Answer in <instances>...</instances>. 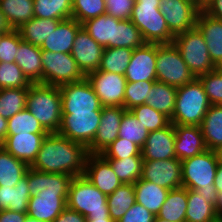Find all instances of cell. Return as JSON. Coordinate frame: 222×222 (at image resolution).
Returning <instances> with one entry per match:
<instances>
[{
  "label": "cell",
  "mask_w": 222,
  "mask_h": 222,
  "mask_svg": "<svg viewBox=\"0 0 222 222\" xmlns=\"http://www.w3.org/2000/svg\"><path fill=\"white\" fill-rule=\"evenodd\" d=\"M72 176L46 173L31 167L27 170V183L31 197L27 206L30 218L52 222L67 207V196Z\"/></svg>",
  "instance_id": "6da1fadb"
},
{
  "label": "cell",
  "mask_w": 222,
  "mask_h": 222,
  "mask_svg": "<svg viewBox=\"0 0 222 222\" xmlns=\"http://www.w3.org/2000/svg\"><path fill=\"white\" fill-rule=\"evenodd\" d=\"M88 148L58 133H48L31 168L72 177L84 175Z\"/></svg>",
  "instance_id": "7a4b0ae2"
},
{
  "label": "cell",
  "mask_w": 222,
  "mask_h": 222,
  "mask_svg": "<svg viewBox=\"0 0 222 222\" xmlns=\"http://www.w3.org/2000/svg\"><path fill=\"white\" fill-rule=\"evenodd\" d=\"M218 163L215 151L209 149L181 161L182 187L204 195V200L215 206L218 192L214 186V179Z\"/></svg>",
  "instance_id": "3957f363"
},
{
  "label": "cell",
  "mask_w": 222,
  "mask_h": 222,
  "mask_svg": "<svg viewBox=\"0 0 222 222\" xmlns=\"http://www.w3.org/2000/svg\"><path fill=\"white\" fill-rule=\"evenodd\" d=\"M26 108L48 133L58 132L62 119L59 86L32 83L28 88Z\"/></svg>",
  "instance_id": "277c9868"
},
{
  "label": "cell",
  "mask_w": 222,
  "mask_h": 222,
  "mask_svg": "<svg viewBox=\"0 0 222 222\" xmlns=\"http://www.w3.org/2000/svg\"><path fill=\"white\" fill-rule=\"evenodd\" d=\"M210 106L201 81L195 78L177 88L175 109L170 123L200 126Z\"/></svg>",
  "instance_id": "5b68a950"
},
{
  "label": "cell",
  "mask_w": 222,
  "mask_h": 222,
  "mask_svg": "<svg viewBox=\"0 0 222 222\" xmlns=\"http://www.w3.org/2000/svg\"><path fill=\"white\" fill-rule=\"evenodd\" d=\"M160 3L161 0H135L130 20L146 43L171 44L174 35L159 10Z\"/></svg>",
  "instance_id": "8992f818"
},
{
  "label": "cell",
  "mask_w": 222,
  "mask_h": 222,
  "mask_svg": "<svg viewBox=\"0 0 222 222\" xmlns=\"http://www.w3.org/2000/svg\"><path fill=\"white\" fill-rule=\"evenodd\" d=\"M67 208L81 213L84 217L111 218L107 196L85 175L72 178L68 189Z\"/></svg>",
  "instance_id": "52a82bcc"
},
{
  "label": "cell",
  "mask_w": 222,
  "mask_h": 222,
  "mask_svg": "<svg viewBox=\"0 0 222 222\" xmlns=\"http://www.w3.org/2000/svg\"><path fill=\"white\" fill-rule=\"evenodd\" d=\"M173 43L196 78L217 68L210 59L207 44L196 26L175 35Z\"/></svg>",
  "instance_id": "ba28073f"
},
{
  "label": "cell",
  "mask_w": 222,
  "mask_h": 222,
  "mask_svg": "<svg viewBox=\"0 0 222 222\" xmlns=\"http://www.w3.org/2000/svg\"><path fill=\"white\" fill-rule=\"evenodd\" d=\"M157 81L179 88L196 77L184 62L179 49L171 44H157Z\"/></svg>",
  "instance_id": "9c48e42d"
},
{
  "label": "cell",
  "mask_w": 222,
  "mask_h": 222,
  "mask_svg": "<svg viewBox=\"0 0 222 222\" xmlns=\"http://www.w3.org/2000/svg\"><path fill=\"white\" fill-rule=\"evenodd\" d=\"M41 59L43 84L60 86L80 82L86 78L70 53H54L42 50Z\"/></svg>",
  "instance_id": "30bf717a"
},
{
  "label": "cell",
  "mask_w": 222,
  "mask_h": 222,
  "mask_svg": "<svg viewBox=\"0 0 222 222\" xmlns=\"http://www.w3.org/2000/svg\"><path fill=\"white\" fill-rule=\"evenodd\" d=\"M62 113H92L102 111V105L91 83L85 78L80 82L59 86Z\"/></svg>",
  "instance_id": "8fae6325"
},
{
  "label": "cell",
  "mask_w": 222,
  "mask_h": 222,
  "mask_svg": "<svg viewBox=\"0 0 222 222\" xmlns=\"http://www.w3.org/2000/svg\"><path fill=\"white\" fill-rule=\"evenodd\" d=\"M102 111L92 113H62L58 134L88 147L100 124Z\"/></svg>",
  "instance_id": "7c38bea8"
},
{
  "label": "cell",
  "mask_w": 222,
  "mask_h": 222,
  "mask_svg": "<svg viewBox=\"0 0 222 222\" xmlns=\"http://www.w3.org/2000/svg\"><path fill=\"white\" fill-rule=\"evenodd\" d=\"M159 10L175 36L196 26L200 8L195 0H161Z\"/></svg>",
  "instance_id": "4fadbf2b"
},
{
  "label": "cell",
  "mask_w": 222,
  "mask_h": 222,
  "mask_svg": "<svg viewBox=\"0 0 222 222\" xmlns=\"http://www.w3.org/2000/svg\"><path fill=\"white\" fill-rule=\"evenodd\" d=\"M86 79L91 83L102 106L123 107L127 83L124 75L96 70L90 72Z\"/></svg>",
  "instance_id": "5bb4252c"
},
{
  "label": "cell",
  "mask_w": 222,
  "mask_h": 222,
  "mask_svg": "<svg viewBox=\"0 0 222 222\" xmlns=\"http://www.w3.org/2000/svg\"><path fill=\"white\" fill-rule=\"evenodd\" d=\"M141 179L166 189L182 187V166L178 158L143 160Z\"/></svg>",
  "instance_id": "9a60e30c"
},
{
  "label": "cell",
  "mask_w": 222,
  "mask_h": 222,
  "mask_svg": "<svg viewBox=\"0 0 222 222\" xmlns=\"http://www.w3.org/2000/svg\"><path fill=\"white\" fill-rule=\"evenodd\" d=\"M157 43H145L133 50L125 72L127 82L157 81Z\"/></svg>",
  "instance_id": "2e32d148"
},
{
  "label": "cell",
  "mask_w": 222,
  "mask_h": 222,
  "mask_svg": "<svg viewBox=\"0 0 222 222\" xmlns=\"http://www.w3.org/2000/svg\"><path fill=\"white\" fill-rule=\"evenodd\" d=\"M126 109L118 106H103L100 124L91 144L89 154H100L118 138L122 116Z\"/></svg>",
  "instance_id": "e0dca14e"
},
{
  "label": "cell",
  "mask_w": 222,
  "mask_h": 222,
  "mask_svg": "<svg viewBox=\"0 0 222 222\" xmlns=\"http://www.w3.org/2000/svg\"><path fill=\"white\" fill-rule=\"evenodd\" d=\"M104 49L81 27L76 33L70 54L82 73L87 76L98 70Z\"/></svg>",
  "instance_id": "ac0fdd59"
},
{
  "label": "cell",
  "mask_w": 222,
  "mask_h": 222,
  "mask_svg": "<svg viewBox=\"0 0 222 222\" xmlns=\"http://www.w3.org/2000/svg\"><path fill=\"white\" fill-rule=\"evenodd\" d=\"M84 175L106 196L122 184L110 163L101 154L88 155Z\"/></svg>",
  "instance_id": "d6986e66"
},
{
  "label": "cell",
  "mask_w": 222,
  "mask_h": 222,
  "mask_svg": "<svg viewBox=\"0 0 222 222\" xmlns=\"http://www.w3.org/2000/svg\"><path fill=\"white\" fill-rule=\"evenodd\" d=\"M48 133L7 134L6 139L0 144L8 153L22 160L29 167L36 159L42 142Z\"/></svg>",
  "instance_id": "ffe728a7"
},
{
  "label": "cell",
  "mask_w": 222,
  "mask_h": 222,
  "mask_svg": "<svg viewBox=\"0 0 222 222\" xmlns=\"http://www.w3.org/2000/svg\"><path fill=\"white\" fill-rule=\"evenodd\" d=\"M174 124L149 132L141 149L143 160H166L176 158Z\"/></svg>",
  "instance_id": "44dd1931"
},
{
  "label": "cell",
  "mask_w": 222,
  "mask_h": 222,
  "mask_svg": "<svg viewBox=\"0 0 222 222\" xmlns=\"http://www.w3.org/2000/svg\"><path fill=\"white\" fill-rule=\"evenodd\" d=\"M176 158L183 161L207 150L200 126L174 125Z\"/></svg>",
  "instance_id": "7402d4cb"
},
{
  "label": "cell",
  "mask_w": 222,
  "mask_h": 222,
  "mask_svg": "<svg viewBox=\"0 0 222 222\" xmlns=\"http://www.w3.org/2000/svg\"><path fill=\"white\" fill-rule=\"evenodd\" d=\"M196 27L204 37L213 64L217 68H222V20L200 10Z\"/></svg>",
  "instance_id": "603a6c76"
},
{
  "label": "cell",
  "mask_w": 222,
  "mask_h": 222,
  "mask_svg": "<svg viewBox=\"0 0 222 222\" xmlns=\"http://www.w3.org/2000/svg\"><path fill=\"white\" fill-rule=\"evenodd\" d=\"M81 27L82 24L74 18L61 20L55 31H52L46 38L40 49L54 53H71L76 33Z\"/></svg>",
  "instance_id": "cb8c5ba5"
},
{
  "label": "cell",
  "mask_w": 222,
  "mask_h": 222,
  "mask_svg": "<svg viewBox=\"0 0 222 222\" xmlns=\"http://www.w3.org/2000/svg\"><path fill=\"white\" fill-rule=\"evenodd\" d=\"M42 50L38 46L22 41L15 56V63L31 83L43 84Z\"/></svg>",
  "instance_id": "d4e9b609"
},
{
  "label": "cell",
  "mask_w": 222,
  "mask_h": 222,
  "mask_svg": "<svg viewBox=\"0 0 222 222\" xmlns=\"http://www.w3.org/2000/svg\"><path fill=\"white\" fill-rule=\"evenodd\" d=\"M120 19L107 14L89 19L82 23V28L102 47L114 48L115 25Z\"/></svg>",
  "instance_id": "484cf974"
},
{
  "label": "cell",
  "mask_w": 222,
  "mask_h": 222,
  "mask_svg": "<svg viewBox=\"0 0 222 222\" xmlns=\"http://www.w3.org/2000/svg\"><path fill=\"white\" fill-rule=\"evenodd\" d=\"M134 189L136 202L142 204L155 216L159 213L169 193V189L141 178L134 183Z\"/></svg>",
  "instance_id": "4316f807"
},
{
  "label": "cell",
  "mask_w": 222,
  "mask_h": 222,
  "mask_svg": "<svg viewBox=\"0 0 222 222\" xmlns=\"http://www.w3.org/2000/svg\"><path fill=\"white\" fill-rule=\"evenodd\" d=\"M177 88L155 81L147 95L146 105L172 118L175 109Z\"/></svg>",
  "instance_id": "83f0119b"
},
{
  "label": "cell",
  "mask_w": 222,
  "mask_h": 222,
  "mask_svg": "<svg viewBox=\"0 0 222 222\" xmlns=\"http://www.w3.org/2000/svg\"><path fill=\"white\" fill-rule=\"evenodd\" d=\"M60 21L33 17L17 30L23 41L41 47L51 32L55 31Z\"/></svg>",
  "instance_id": "f1b7e54d"
},
{
  "label": "cell",
  "mask_w": 222,
  "mask_h": 222,
  "mask_svg": "<svg viewBox=\"0 0 222 222\" xmlns=\"http://www.w3.org/2000/svg\"><path fill=\"white\" fill-rule=\"evenodd\" d=\"M205 196L187 189L186 222H216L218 215L213 204L205 201Z\"/></svg>",
  "instance_id": "f546056e"
},
{
  "label": "cell",
  "mask_w": 222,
  "mask_h": 222,
  "mask_svg": "<svg viewBox=\"0 0 222 222\" xmlns=\"http://www.w3.org/2000/svg\"><path fill=\"white\" fill-rule=\"evenodd\" d=\"M207 149L214 151L222 145V105H211L200 125Z\"/></svg>",
  "instance_id": "4dcf8cb0"
},
{
  "label": "cell",
  "mask_w": 222,
  "mask_h": 222,
  "mask_svg": "<svg viewBox=\"0 0 222 222\" xmlns=\"http://www.w3.org/2000/svg\"><path fill=\"white\" fill-rule=\"evenodd\" d=\"M186 209L187 188L171 189L157 216L170 222H186Z\"/></svg>",
  "instance_id": "1f68e13d"
},
{
  "label": "cell",
  "mask_w": 222,
  "mask_h": 222,
  "mask_svg": "<svg viewBox=\"0 0 222 222\" xmlns=\"http://www.w3.org/2000/svg\"><path fill=\"white\" fill-rule=\"evenodd\" d=\"M0 10L11 28L17 30L34 17V0H0Z\"/></svg>",
  "instance_id": "d6a6232c"
},
{
  "label": "cell",
  "mask_w": 222,
  "mask_h": 222,
  "mask_svg": "<svg viewBox=\"0 0 222 222\" xmlns=\"http://www.w3.org/2000/svg\"><path fill=\"white\" fill-rule=\"evenodd\" d=\"M28 169L26 163L15 158L0 145V186H15Z\"/></svg>",
  "instance_id": "836d02e7"
},
{
  "label": "cell",
  "mask_w": 222,
  "mask_h": 222,
  "mask_svg": "<svg viewBox=\"0 0 222 222\" xmlns=\"http://www.w3.org/2000/svg\"><path fill=\"white\" fill-rule=\"evenodd\" d=\"M135 202L134 184L122 183L113 193L107 196L109 215L112 220L118 222Z\"/></svg>",
  "instance_id": "e575fe53"
},
{
  "label": "cell",
  "mask_w": 222,
  "mask_h": 222,
  "mask_svg": "<svg viewBox=\"0 0 222 222\" xmlns=\"http://www.w3.org/2000/svg\"><path fill=\"white\" fill-rule=\"evenodd\" d=\"M34 17L56 20L72 18V0H34Z\"/></svg>",
  "instance_id": "d590c367"
},
{
  "label": "cell",
  "mask_w": 222,
  "mask_h": 222,
  "mask_svg": "<svg viewBox=\"0 0 222 222\" xmlns=\"http://www.w3.org/2000/svg\"><path fill=\"white\" fill-rule=\"evenodd\" d=\"M118 179L125 184L136 183L142 175V156H128L123 159H106Z\"/></svg>",
  "instance_id": "8d00e7d4"
},
{
  "label": "cell",
  "mask_w": 222,
  "mask_h": 222,
  "mask_svg": "<svg viewBox=\"0 0 222 222\" xmlns=\"http://www.w3.org/2000/svg\"><path fill=\"white\" fill-rule=\"evenodd\" d=\"M133 49L105 48L98 70L125 75Z\"/></svg>",
  "instance_id": "74e56055"
},
{
  "label": "cell",
  "mask_w": 222,
  "mask_h": 222,
  "mask_svg": "<svg viewBox=\"0 0 222 222\" xmlns=\"http://www.w3.org/2000/svg\"><path fill=\"white\" fill-rule=\"evenodd\" d=\"M28 88L0 89V115L10 119L26 108Z\"/></svg>",
  "instance_id": "f35d334b"
},
{
  "label": "cell",
  "mask_w": 222,
  "mask_h": 222,
  "mask_svg": "<svg viewBox=\"0 0 222 222\" xmlns=\"http://www.w3.org/2000/svg\"><path fill=\"white\" fill-rule=\"evenodd\" d=\"M145 43L141 32L130 19L120 20L119 24L115 25L114 48H130L134 50Z\"/></svg>",
  "instance_id": "ab89813d"
},
{
  "label": "cell",
  "mask_w": 222,
  "mask_h": 222,
  "mask_svg": "<svg viewBox=\"0 0 222 222\" xmlns=\"http://www.w3.org/2000/svg\"><path fill=\"white\" fill-rule=\"evenodd\" d=\"M148 135L147 128L129 110H126L122 116L118 137L130 140L142 149Z\"/></svg>",
  "instance_id": "60d3db41"
},
{
  "label": "cell",
  "mask_w": 222,
  "mask_h": 222,
  "mask_svg": "<svg viewBox=\"0 0 222 222\" xmlns=\"http://www.w3.org/2000/svg\"><path fill=\"white\" fill-rule=\"evenodd\" d=\"M48 133L27 108L7 120V134Z\"/></svg>",
  "instance_id": "b9f144b4"
},
{
  "label": "cell",
  "mask_w": 222,
  "mask_h": 222,
  "mask_svg": "<svg viewBox=\"0 0 222 222\" xmlns=\"http://www.w3.org/2000/svg\"><path fill=\"white\" fill-rule=\"evenodd\" d=\"M149 132L160 130L170 124V119L149 105L142 104L129 110Z\"/></svg>",
  "instance_id": "7bdbcfd3"
},
{
  "label": "cell",
  "mask_w": 222,
  "mask_h": 222,
  "mask_svg": "<svg viewBox=\"0 0 222 222\" xmlns=\"http://www.w3.org/2000/svg\"><path fill=\"white\" fill-rule=\"evenodd\" d=\"M106 14L105 0H72V18L80 24Z\"/></svg>",
  "instance_id": "ee69618b"
},
{
  "label": "cell",
  "mask_w": 222,
  "mask_h": 222,
  "mask_svg": "<svg viewBox=\"0 0 222 222\" xmlns=\"http://www.w3.org/2000/svg\"><path fill=\"white\" fill-rule=\"evenodd\" d=\"M31 84L15 62H0V89L29 88Z\"/></svg>",
  "instance_id": "f6af8a7d"
},
{
  "label": "cell",
  "mask_w": 222,
  "mask_h": 222,
  "mask_svg": "<svg viewBox=\"0 0 222 222\" xmlns=\"http://www.w3.org/2000/svg\"><path fill=\"white\" fill-rule=\"evenodd\" d=\"M211 105H222V68H216L197 77Z\"/></svg>",
  "instance_id": "bcb514c9"
},
{
  "label": "cell",
  "mask_w": 222,
  "mask_h": 222,
  "mask_svg": "<svg viewBox=\"0 0 222 222\" xmlns=\"http://www.w3.org/2000/svg\"><path fill=\"white\" fill-rule=\"evenodd\" d=\"M155 81L127 82L125 86L124 105L126 110L146 103L147 95Z\"/></svg>",
  "instance_id": "7dc6e473"
},
{
  "label": "cell",
  "mask_w": 222,
  "mask_h": 222,
  "mask_svg": "<svg viewBox=\"0 0 222 222\" xmlns=\"http://www.w3.org/2000/svg\"><path fill=\"white\" fill-rule=\"evenodd\" d=\"M105 159H123L128 156H142L141 148L134 142L118 137L101 153Z\"/></svg>",
  "instance_id": "c3c4849f"
},
{
  "label": "cell",
  "mask_w": 222,
  "mask_h": 222,
  "mask_svg": "<svg viewBox=\"0 0 222 222\" xmlns=\"http://www.w3.org/2000/svg\"><path fill=\"white\" fill-rule=\"evenodd\" d=\"M31 197L30 189L27 183V172L19 182L11 187V196L9 202L10 211H16L19 213H27V206Z\"/></svg>",
  "instance_id": "681fc988"
},
{
  "label": "cell",
  "mask_w": 222,
  "mask_h": 222,
  "mask_svg": "<svg viewBox=\"0 0 222 222\" xmlns=\"http://www.w3.org/2000/svg\"><path fill=\"white\" fill-rule=\"evenodd\" d=\"M22 41L18 30L12 29L4 33L0 39V62H15L17 49Z\"/></svg>",
  "instance_id": "f907efd6"
},
{
  "label": "cell",
  "mask_w": 222,
  "mask_h": 222,
  "mask_svg": "<svg viewBox=\"0 0 222 222\" xmlns=\"http://www.w3.org/2000/svg\"><path fill=\"white\" fill-rule=\"evenodd\" d=\"M106 14L116 19L129 20L135 0H105Z\"/></svg>",
  "instance_id": "816d5d0a"
},
{
  "label": "cell",
  "mask_w": 222,
  "mask_h": 222,
  "mask_svg": "<svg viewBox=\"0 0 222 222\" xmlns=\"http://www.w3.org/2000/svg\"><path fill=\"white\" fill-rule=\"evenodd\" d=\"M155 215L135 202L118 222H154Z\"/></svg>",
  "instance_id": "f5cc1de1"
},
{
  "label": "cell",
  "mask_w": 222,
  "mask_h": 222,
  "mask_svg": "<svg viewBox=\"0 0 222 222\" xmlns=\"http://www.w3.org/2000/svg\"><path fill=\"white\" fill-rule=\"evenodd\" d=\"M86 217L81 213L65 208L52 222H86Z\"/></svg>",
  "instance_id": "db71d44e"
},
{
  "label": "cell",
  "mask_w": 222,
  "mask_h": 222,
  "mask_svg": "<svg viewBox=\"0 0 222 222\" xmlns=\"http://www.w3.org/2000/svg\"><path fill=\"white\" fill-rule=\"evenodd\" d=\"M27 216V213H19L8 209L1 210L0 222H24Z\"/></svg>",
  "instance_id": "11a10c76"
},
{
  "label": "cell",
  "mask_w": 222,
  "mask_h": 222,
  "mask_svg": "<svg viewBox=\"0 0 222 222\" xmlns=\"http://www.w3.org/2000/svg\"><path fill=\"white\" fill-rule=\"evenodd\" d=\"M203 10L210 16L222 20V0H213Z\"/></svg>",
  "instance_id": "9f6ffc18"
},
{
  "label": "cell",
  "mask_w": 222,
  "mask_h": 222,
  "mask_svg": "<svg viewBox=\"0 0 222 222\" xmlns=\"http://www.w3.org/2000/svg\"><path fill=\"white\" fill-rule=\"evenodd\" d=\"M10 196L11 187L0 186V211L7 210L9 208Z\"/></svg>",
  "instance_id": "6f0895ef"
},
{
  "label": "cell",
  "mask_w": 222,
  "mask_h": 222,
  "mask_svg": "<svg viewBox=\"0 0 222 222\" xmlns=\"http://www.w3.org/2000/svg\"><path fill=\"white\" fill-rule=\"evenodd\" d=\"M214 186L216 187L217 192L222 191V163H218L216 176L214 179Z\"/></svg>",
  "instance_id": "680465c9"
},
{
  "label": "cell",
  "mask_w": 222,
  "mask_h": 222,
  "mask_svg": "<svg viewBox=\"0 0 222 222\" xmlns=\"http://www.w3.org/2000/svg\"><path fill=\"white\" fill-rule=\"evenodd\" d=\"M7 137V119L0 115V144Z\"/></svg>",
  "instance_id": "91938a15"
},
{
  "label": "cell",
  "mask_w": 222,
  "mask_h": 222,
  "mask_svg": "<svg viewBox=\"0 0 222 222\" xmlns=\"http://www.w3.org/2000/svg\"><path fill=\"white\" fill-rule=\"evenodd\" d=\"M12 30L11 26L6 20L5 15L0 10V33H7Z\"/></svg>",
  "instance_id": "94428289"
},
{
  "label": "cell",
  "mask_w": 222,
  "mask_h": 222,
  "mask_svg": "<svg viewBox=\"0 0 222 222\" xmlns=\"http://www.w3.org/2000/svg\"><path fill=\"white\" fill-rule=\"evenodd\" d=\"M215 208H216L217 215H222V191L218 192Z\"/></svg>",
  "instance_id": "6125c7cd"
},
{
  "label": "cell",
  "mask_w": 222,
  "mask_h": 222,
  "mask_svg": "<svg viewBox=\"0 0 222 222\" xmlns=\"http://www.w3.org/2000/svg\"><path fill=\"white\" fill-rule=\"evenodd\" d=\"M86 222H114L112 218L86 217Z\"/></svg>",
  "instance_id": "be15d7a7"
},
{
  "label": "cell",
  "mask_w": 222,
  "mask_h": 222,
  "mask_svg": "<svg viewBox=\"0 0 222 222\" xmlns=\"http://www.w3.org/2000/svg\"><path fill=\"white\" fill-rule=\"evenodd\" d=\"M197 2L198 7L203 10L210 2L213 0H195Z\"/></svg>",
  "instance_id": "e7e4bbea"
},
{
  "label": "cell",
  "mask_w": 222,
  "mask_h": 222,
  "mask_svg": "<svg viewBox=\"0 0 222 222\" xmlns=\"http://www.w3.org/2000/svg\"><path fill=\"white\" fill-rule=\"evenodd\" d=\"M215 151V154H216V157H217V160L219 163H222V145L219 146L217 149L214 150Z\"/></svg>",
  "instance_id": "03108f58"
},
{
  "label": "cell",
  "mask_w": 222,
  "mask_h": 222,
  "mask_svg": "<svg viewBox=\"0 0 222 222\" xmlns=\"http://www.w3.org/2000/svg\"><path fill=\"white\" fill-rule=\"evenodd\" d=\"M24 222H43V221H38L36 219L30 218L29 216H27Z\"/></svg>",
  "instance_id": "003e7915"
},
{
  "label": "cell",
  "mask_w": 222,
  "mask_h": 222,
  "mask_svg": "<svg viewBox=\"0 0 222 222\" xmlns=\"http://www.w3.org/2000/svg\"><path fill=\"white\" fill-rule=\"evenodd\" d=\"M154 222H170L168 220H165V219H162V218H159L157 215L155 216V219H154Z\"/></svg>",
  "instance_id": "a7ac6f4b"
},
{
  "label": "cell",
  "mask_w": 222,
  "mask_h": 222,
  "mask_svg": "<svg viewBox=\"0 0 222 222\" xmlns=\"http://www.w3.org/2000/svg\"><path fill=\"white\" fill-rule=\"evenodd\" d=\"M216 222H222V215H218Z\"/></svg>",
  "instance_id": "89a4df30"
}]
</instances>
